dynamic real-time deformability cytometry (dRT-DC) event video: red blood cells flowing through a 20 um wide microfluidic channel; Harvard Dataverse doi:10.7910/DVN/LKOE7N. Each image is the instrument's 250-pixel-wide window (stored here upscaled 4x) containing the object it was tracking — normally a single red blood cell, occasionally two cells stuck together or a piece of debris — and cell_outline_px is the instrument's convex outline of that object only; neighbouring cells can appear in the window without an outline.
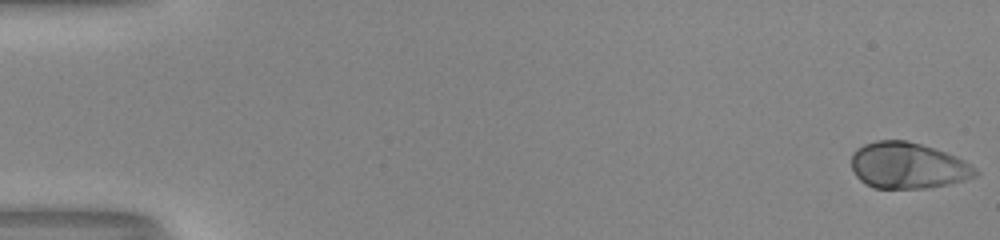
{"species": "human", "species_latin": "Homo sapiens", "temperature_condition": "room temperature", "stored_images_in_passage": 53, "camera_frame_rate_fps": 3000, "um_per_image_px": 0.085, "donor": {"sex": "male"}, "frame": {"image": 1, "passage_image": 1, "time_ms": 0.0, "image_size_px": [1000, 240], "cell_outline_px": [[980, 172], [976, 176], [964, 180], [948, 184], [928, 188], [872, 188], [864, 184], [856, 176], [852, 168], [852, 152], [856, 148], [864, 144], [876, 140], [904, 140], [920, 144], [956, 156], [964, 160], [976, 168]], "centroid_in_image_um": [77.15, 14.08], "position_along_channel_um": 7.9, "area_um2": 33.47}}
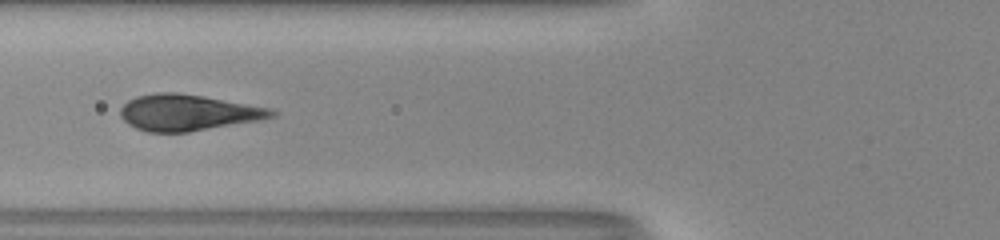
{"frame": {"image": 2, "passage_image": 22, "time_ms": 7.0, "image_size_px": [1000, 240], "cell_outline_px": [[280, 112], [276, 116], [260, 120], [188, 132], [148, 132], [136, 128], [128, 124], [120, 116], [120, 108], [128, 100], [136, 96], [156, 92], [176, 92], [204, 96], [272, 108]], "centroid_in_image_um": [15.99, 9.56], "position_along_channel_um": 109.8, "area_um2": 32.08}}
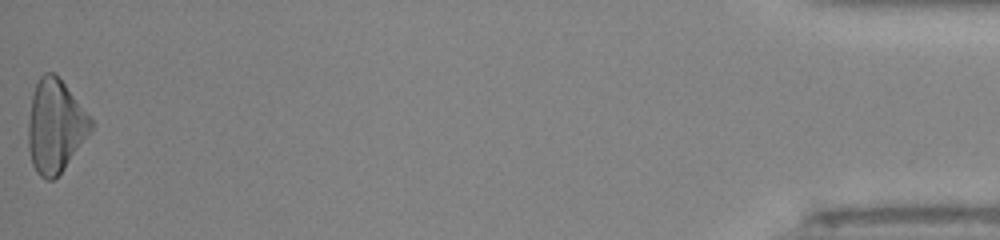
{"frame": {"image": 3, "passage_image": 53, "time_ms": 17.333, "image_size_px": [1000, 240], "cell_outline_px": [[92, 128], [64, 168], [52, 180], [48, 180], [40, 176], [36, 172], [32, 164], [28, 148], [28, 120], [32, 96], [36, 84], [40, 76], [44, 72], [52, 72], [64, 84], [92, 120]], "centroid_in_image_um": [4.65, 10.73], "position_along_channel_um": 430.5, "area_um2": 33.18}}